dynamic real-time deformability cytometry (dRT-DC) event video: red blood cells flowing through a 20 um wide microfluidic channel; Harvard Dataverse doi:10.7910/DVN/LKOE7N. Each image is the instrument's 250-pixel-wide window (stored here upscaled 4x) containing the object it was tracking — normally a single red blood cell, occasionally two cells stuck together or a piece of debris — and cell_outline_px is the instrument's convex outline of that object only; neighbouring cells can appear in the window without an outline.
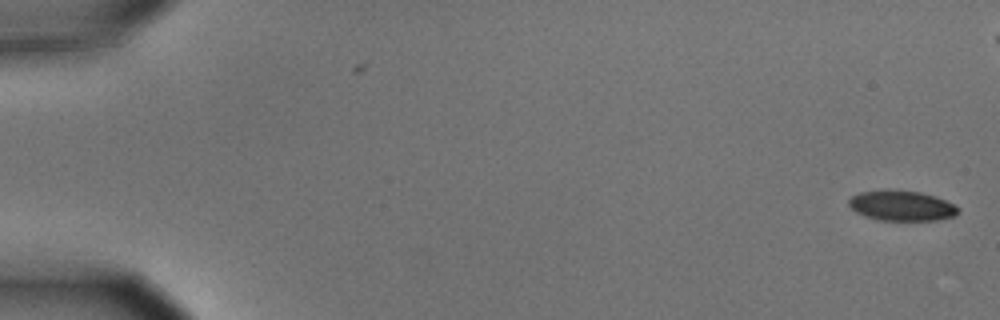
{"species": "common noctule bat (a hibernating species)", "species_latin": "Nyctalus noctula", "temperature_condition": "cold", "stored_images_in_passage": 57, "camera_frame_rate_fps": 3000, "um_per_image_px": 0.085, "animal": {"sex": "male", "body_mass_g": 15.6}, "frame": {"image": 1, "passage_image": 1, "time_ms": 0.0, "image_size_px": [1000, 320], "cell_outline_px": [[960, 208], [956, 216], [936, 220], [876, 220], [864, 216], [856, 212], [848, 204], [848, 200], [852, 196], [860, 192], [888, 188], [920, 192], [936, 196]], "centroid_in_image_um": [76.61, 17.47], "position_along_channel_um": 8.4, "area_um2": 19.54}}
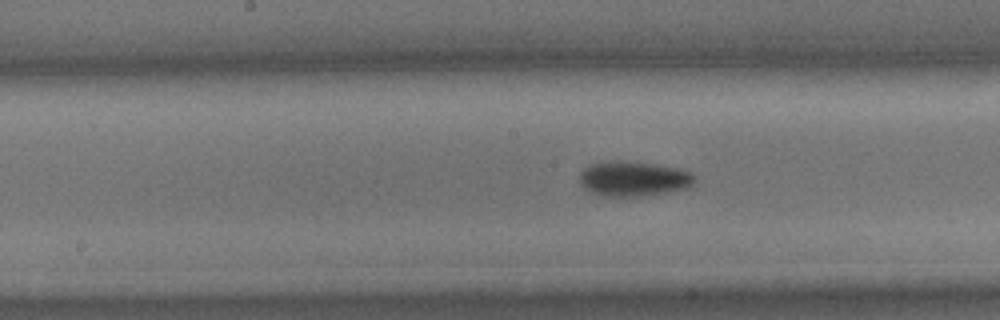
{"frame": {"image": 2, "passage_image": 29, "time_ms": 9.333, "image_size_px": [1000, 320], "cell_outline_px": [[696, 176], [692, 184], [688, 188], [668, 192], [640, 196], [604, 196], [592, 192], [584, 188], [580, 184], [580, 172], [584, 168], [592, 164], [620, 160], [652, 164], [676, 168], [692, 172]], "centroid_in_image_um": [53.86, 15.2], "position_along_channel_um": 194.3, "area_um2": 23.24}}
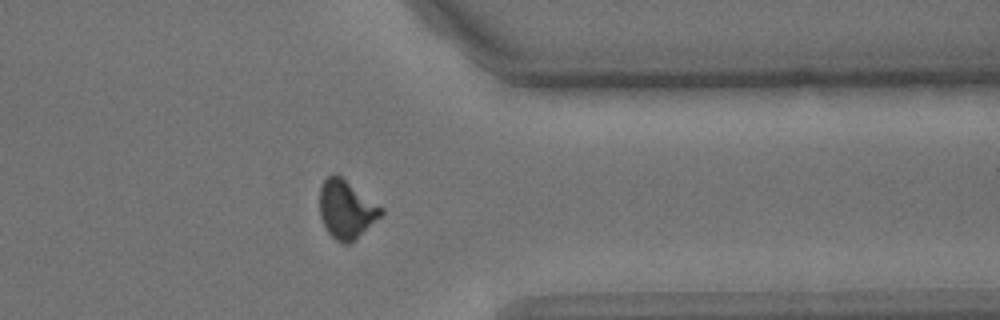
{"frame": {"image": 3, "passage_image": 45, "time_ms": 14.667, "image_size_px": [1000, 320], "cell_outline_px": [[384, 212], [352, 244], [344, 244], [336, 240], [328, 232], [320, 216], [320, 184], [332, 172], [340, 176], [384, 208]], "centroid_in_image_um": [29.43, 17.8], "position_along_channel_um": 382.0, "area_um2": 20.87}, "authors_computed_cell_mechanics": {"area_um2": 20.9814, "velocity_mm_per_s": 3.6308, "shape_relaxation_time_tau1_ms": 2.7549, "shape_relaxation_time_tau2_ms": 10.7696, "deformation_change_tau1": 0.11, "deformation_change_tau2": 0.1246}}